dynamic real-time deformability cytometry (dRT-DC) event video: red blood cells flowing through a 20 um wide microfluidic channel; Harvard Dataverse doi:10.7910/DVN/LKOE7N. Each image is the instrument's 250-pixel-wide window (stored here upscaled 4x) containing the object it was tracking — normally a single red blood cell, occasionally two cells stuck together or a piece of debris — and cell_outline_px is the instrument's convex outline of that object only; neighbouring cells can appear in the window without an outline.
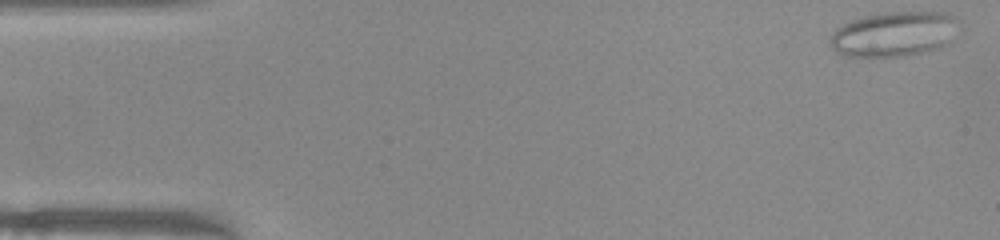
{"species": "common noctule bat (a hibernating species)", "species_latin": "Nyctalus noctula", "temperature_condition": "warm", "stored_images_in_passage": 50, "camera_frame_rate_fps": 3000, "um_per_image_px": 0.085, "animal": {"sex": "female", "body_mass_g": 22.0, "forearm_length_mm": 56.7}, "frame": {"image": 1, "passage_image": 1, "time_ms": 0.0, "image_size_px": [1000, 240], "cell_outline_px": [[960, 20], [948, 40], [944, 44], [936, 48], [904, 56], [844, 56], [836, 52], [828, 44], [828, 40], [836, 28], [852, 20], [864, 16], [880, 12], [948, 12], [956, 16]], "centroid_in_image_um": [75.93, 2.87], "position_along_channel_um": 9.1, "area_um2": 33.52}}
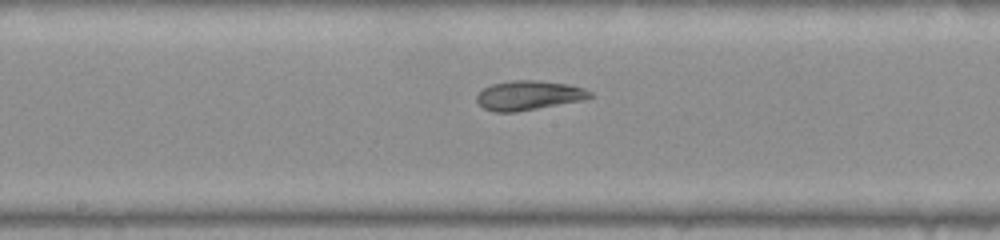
{"frame": {"image": 2, "passage_image": 25, "time_ms": 8.0, "image_size_px": [1000, 240], "cell_outline_px": [[592, 96], [584, 100], [516, 112], [492, 112], [484, 108], [476, 100], [476, 96], [484, 88], [492, 84], [512, 80], [540, 80], [568, 84], [584, 88], [592, 92]], "centroid_in_image_um": [44.95, 8.1], "position_along_channel_um": 203.2, "area_um2": 19.48}}
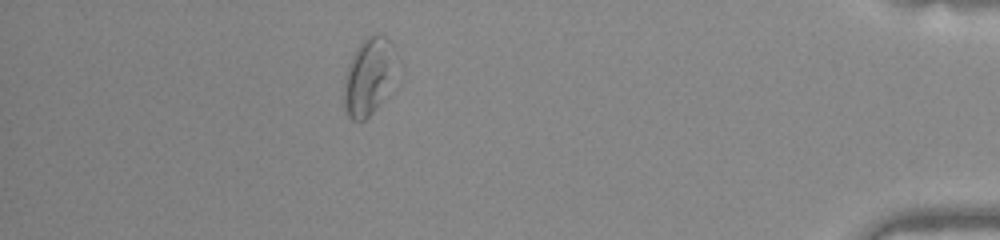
{"frame": {"image": 3, "passage_image": 44, "time_ms": 14.333, "image_size_px": [1000, 240], "cell_outline_px": [[404, 68], [376, 108], [364, 120], [352, 120], [348, 116], [344, 108], [344, 76], [348, 64], [352, 56], [360, 44], [368, 36], [376, 32], [384, 36], [392, 44], [400, 56]], "centroid_in_image_um": [31.47, 6.44], "position_along_channel_um": 403.7, "area_um2": 24.85}, "authors_computed_cell_mechanics": {"area_um2": 21.7039, "velocity_mm_per_s": 3.9777, "shape_relaxation_time_tau1_ms": null, "shape_relaxation_time_tau2_ms": 3.1069, "deformation_change_tau1": null, "deformation_change_tau2": 0.1048}}